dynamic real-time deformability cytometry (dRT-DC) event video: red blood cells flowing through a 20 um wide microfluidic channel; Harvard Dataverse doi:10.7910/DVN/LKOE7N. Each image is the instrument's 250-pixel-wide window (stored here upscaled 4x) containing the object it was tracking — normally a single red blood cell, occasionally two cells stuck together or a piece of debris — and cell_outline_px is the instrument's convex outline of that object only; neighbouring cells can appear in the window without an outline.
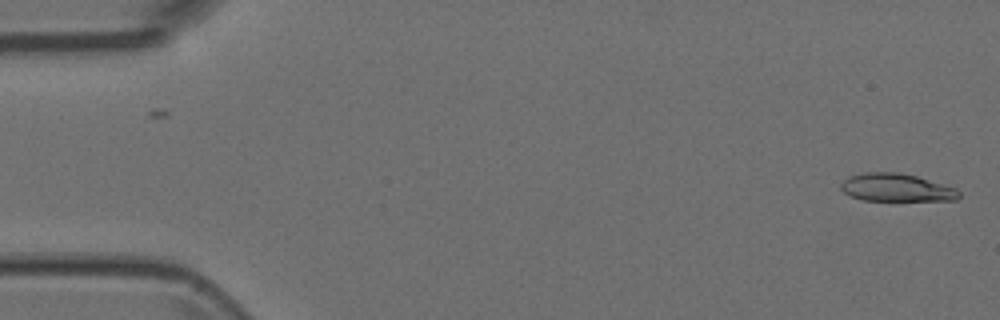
{"species": "Egyptian fruit bat (a non-hibernating species)", "species_latin": "Rousettus aegyptiacus", "temperature_condition": "room temperature", "stored_images_in_passage": 2, "camera_frame_rate_fps": 3000, "um_per_image_px": 0.085, "animal": {"sex": "female"}, "frame": {"image": 1, "passage_image": 2, "time_ms": 0.333, "image_size_px": [1000, 320], "cell_outline_px": [[960, 196], [956, 200], [860, 200], [844, 192], [840, 188], [840, 184], [848, 176], [868, 172], [896, 172], [916, 176], [956, 188], [960, 192]], "centroid_in_image_um": [76.18, 15.94], "position_along_channel_um": 8.8, "area_um2": 19.02}}